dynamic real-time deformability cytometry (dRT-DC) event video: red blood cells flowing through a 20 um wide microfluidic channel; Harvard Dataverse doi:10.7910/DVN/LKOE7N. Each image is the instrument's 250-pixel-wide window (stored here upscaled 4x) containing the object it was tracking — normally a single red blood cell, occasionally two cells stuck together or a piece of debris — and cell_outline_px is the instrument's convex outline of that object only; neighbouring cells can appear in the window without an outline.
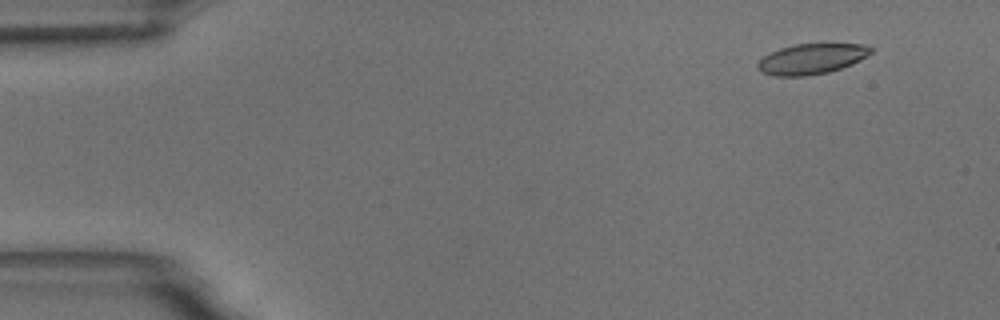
{"species": "common noctule bat (a hibernating species)", "species_latin": "Nyctalus noctula", "temperature_condition": "room temperature", "stored_images_in_passage": 52, "camera_frame_rate_fps": 3000, "um_per_image_px": 0.085, "animal": {"sex": "male", "body_mass_g": 18.8}, "frame": {"image": 1, "passage_image": 1, "time_ms": 0.0, "image_size_px": [1000, 320], "cell_outline_px": [[872, 52], [860, 60], [852, 64], [828, 72], [804, 76], [776, 76], [760, 72], [756, 68], [756, 64], [764, 56], [780, 48], [792, 44], [864, 44], [872, 48]], "centroid_in_image_um": [68.95, 5.01], "position_along_channel_um": 16.0, "area_um2": 20.0}}
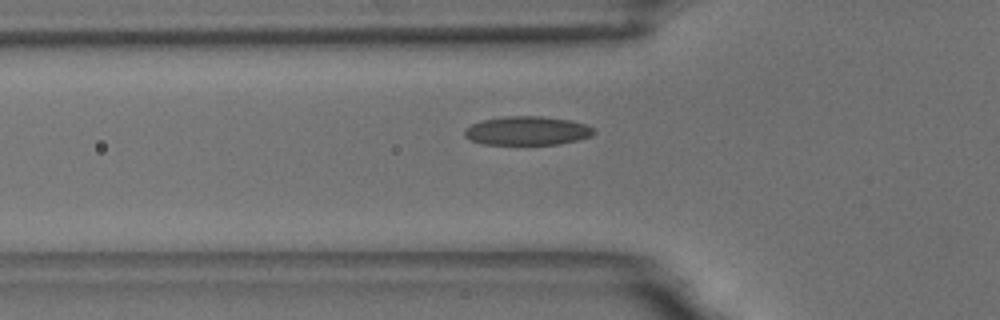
{"frame": {"image": 2, "passage_image": 15, "time_ms": 4.667, "image_size_px": [1000, 320], "cell_outline_px": [[596, 132], [592, 136], [576, 140], [556, 144], [484, 144], [472, 140], [464, 136], [464, 128], [472, 124], [484, 120], [504, 116], [540, 116], [568, 120], [584, 124], [592, 128]], "centroid_in_image_um": [44.79, 11.11], "position_along_channel_um": 81.0, "area_um2": 21.44}}
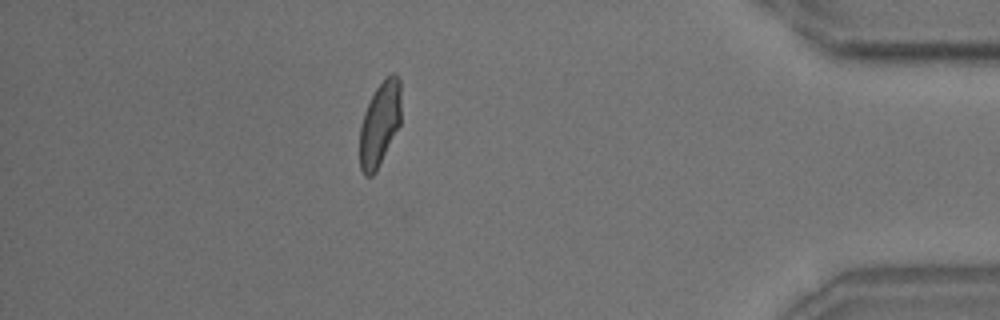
{"frame": {"image": 3, "passage_image": 45, "time_ms": 14.667, "image_size_px": [1000, 320], "cell_outline_px": [[400, 124], [376, 172], [372, 176], [364, 176], [360, 168], [360, 124], [364, 112], [376, 88], [392, 72], [396, 72], [400, 80]], "centroid_in_image_um": [32.27, 10.54], "position_along_channel_um": 402.9, "area_um2": 20.23}, "authors_computed_cell_mechanics": {"area_um2": 20.808, "velocity_mm_per_s": 3.6368, "shape_relaxation_time_tau1_ms": 4.8555, "shape_relaxation_time_tau2_ms": 1.4669, "deformation_change_tau1": 0.152, "deformation_change_tau2": 0.0586}}